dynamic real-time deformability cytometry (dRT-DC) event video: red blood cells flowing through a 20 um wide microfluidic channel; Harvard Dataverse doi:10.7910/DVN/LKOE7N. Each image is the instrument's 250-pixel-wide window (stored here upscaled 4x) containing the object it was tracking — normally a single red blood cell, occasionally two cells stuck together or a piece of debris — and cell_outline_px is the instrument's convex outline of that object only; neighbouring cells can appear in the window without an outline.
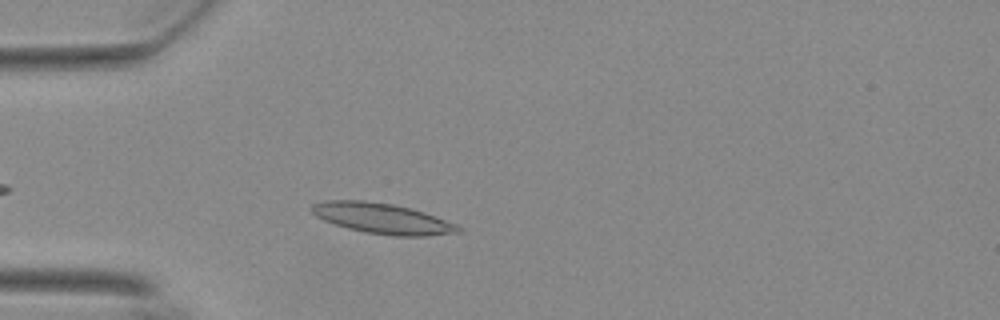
{"species": "Egyptian fruit bat (a non-hibernating species)", "species_latin": "Rousettus aegyptiacus", "temperature_condition": "warm", "stored_images_in_passage": 38, "camera_frame_rate_fps": 3000, "um_per_image_px": 0.085, "animal": {"sex": "female"}, "frame": {"image": 1, "passage_image": 6, "time_ms": 1.667, "image_size_px": [1000, 320], "cell_outline_px": [[464, 232], [424, 236], [392, 236], [364, 232], [348, 228], [324, 220], [316, 216], [308, 208], [312, 204], [324, 200], [364, 200], [392, 204], [424, 212], [456, 224]], "centroid_in_image_um": [32.47, 18.57], "position_along_channel_um": 52.5, "area_um2": 26.01}}
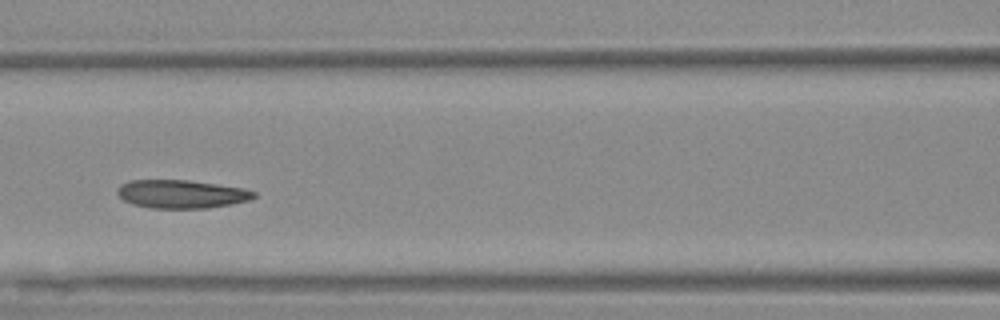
{"frame": {"image": 2, "passage_image": 15, "time_ms": 4.667, "image_size_px": [1000, 320], "cell_outline_px": [[256, 196], [248, 200], [208, 208], [148, 208], [132, 204], [124, 200], [116, 192], [116, 188], [120, 184], [132, 180], [188, 180], [244, 188], [256, 192]], "centroid_in_image_um": [15.38, 16.49], "position_along_channel_um": 151.2, "area_um2": 22.48}}
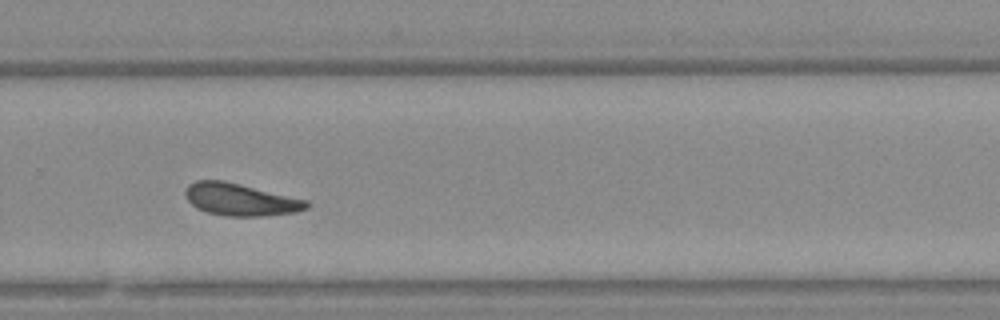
{"frame": {"image": 3, "passage_image": 28, "time_ms": 9.0, "image_size_px": [1000, 320], "cell_outline_px": [[312, 204], [308, 208], [296, 212], [264, 216], [224, 216], [208, 212], [196, 208], [188, 200], [184, 192], [188, 184], [196, 180], [224, 180], [308, 200]], "centroid_in_image_um": [20.45, 16.96], "position_along_channel_um": 309.3, "area_um2": 22.95}, "authors_computed_cell_mechanics": {"area_um2": 22.6576, "velocity_mm_per_s": 3.6717, "shape_relaxation_time_tau1_ms": 10.792, "shape_relaxation_time_tau2_ms": 9.4439, "deformation_change_tau1": 0.1952, "deformation_change_tau2": 0.1659}}